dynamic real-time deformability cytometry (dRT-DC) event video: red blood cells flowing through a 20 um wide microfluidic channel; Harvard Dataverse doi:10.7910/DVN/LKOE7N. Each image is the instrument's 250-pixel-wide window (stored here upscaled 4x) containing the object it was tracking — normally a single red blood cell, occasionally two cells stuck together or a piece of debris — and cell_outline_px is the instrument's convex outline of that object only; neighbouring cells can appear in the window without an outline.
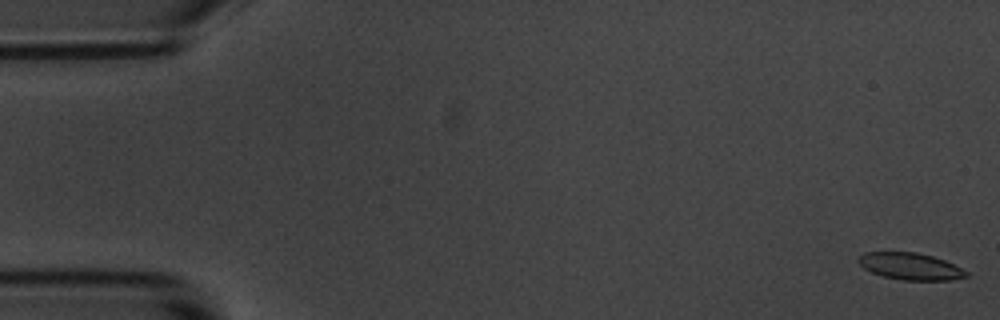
{"species": "common noctule bat (a hibernating species)", "species_latin": "Nyctalus noctula", "temperature_condition": "room temperature", "stored_images_in_passage": 6, "camera_frame_rate_fps": 3000, "um_per_image_px": 0.085, "animal": {"sex": "male", "body_mass_g": 20.1, "forearm_length_mm": 53.5}, "frame": {"image": 1, "passage_image": 1, "time_ms": 0.0, "image_size_px": [1000, 320], "cell_outline_px": [[968, 276], [952, 280], [904, 280], [884, 276], [872, 272], [864, 268], [856, 260], [864, 252], [916, 252], [932, 256], [944, 260], [968, 272]], "centroid_in_image_um": [77.37, 22.63], "position_along_channel_um": 7.6, "area_um2": 16.7}}
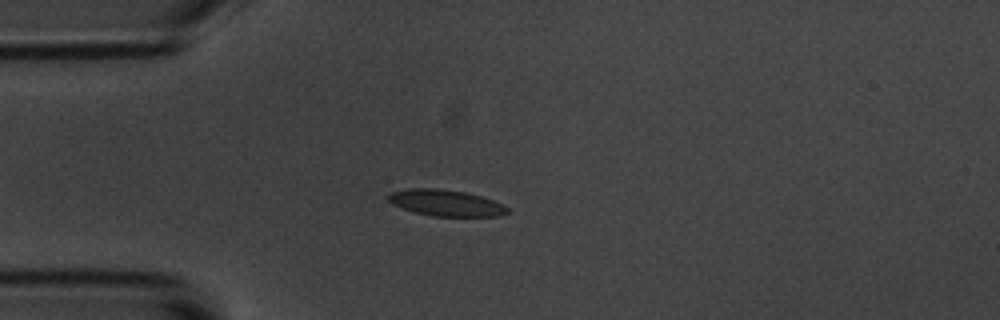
{"frame": {"image": 2, "passage_image": 5, "time_ms": 4.667, "image_size_px": [1000, 320], "cell_outline_px": [[508, 212], [500, 216], [432, 216], [416, 212], [392, 204], [388, 200], [388, 196], [392, 192], [408, 188], [436, 188], [464, 192], [480, 196], [492, 200], [508, 208]], "centroid_in_image_um": [37.88, 17.24], "position_along_channel_um": 47.1, "area_um2": 17.92}}